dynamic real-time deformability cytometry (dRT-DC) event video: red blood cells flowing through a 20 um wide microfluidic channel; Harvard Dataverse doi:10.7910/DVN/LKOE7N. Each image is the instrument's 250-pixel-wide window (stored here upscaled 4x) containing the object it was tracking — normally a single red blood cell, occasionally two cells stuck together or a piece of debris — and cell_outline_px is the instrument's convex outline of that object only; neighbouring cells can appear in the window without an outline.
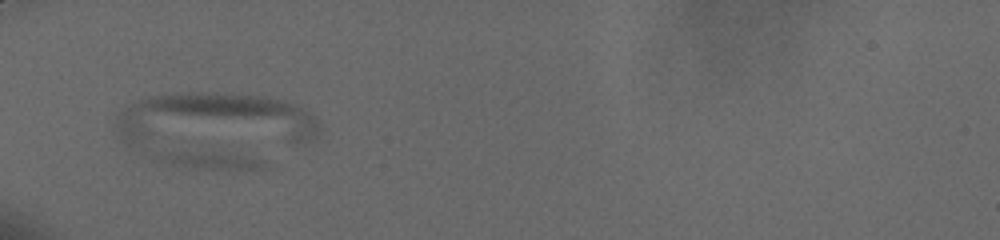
{"species": "human", "species_latin": "Homo sapiens", "temperature_condition": "cold", "stored_images_in_passage": 8, "camera_frame_rate_fps": 3000, "um_per_image_px": 0.085, "donor": {"sex": "male"}, "frame": {"image": 1, "passage_image": 7, "time_ms": 6.667, "image_size_px": [1000, 240], "cell_outline_px": [[320, 132], [312, 140], [292, 144], [132, 148], [120, 140], [116, 136], [112, 128], [116, 120], [124, 108], [148, 96], [176, 92], [232, 92], [260, 96], [284, 100], [296, 104], [312, 116], [320, 124]], "centroid_in_image_um": [18.12, 10.29], "position_along_channel_um": 66.9, "area_um2": 68.84}}